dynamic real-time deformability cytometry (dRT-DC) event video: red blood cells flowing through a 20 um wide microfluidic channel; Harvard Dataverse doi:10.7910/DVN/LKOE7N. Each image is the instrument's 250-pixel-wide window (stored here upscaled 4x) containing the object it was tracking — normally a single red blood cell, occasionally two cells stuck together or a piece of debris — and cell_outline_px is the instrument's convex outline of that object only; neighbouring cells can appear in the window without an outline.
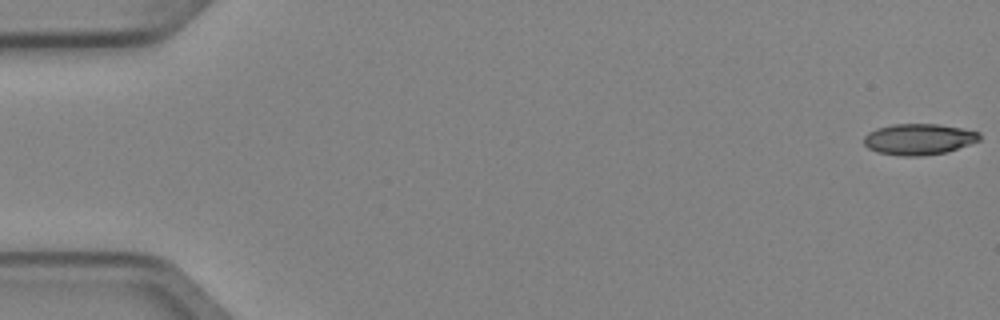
{"species": "Egyptian fruit bat (a non-hibernating species)", "species_latin": "Rousettus aegyptiacus", "temperature_condition": "cold", "stored_images_in_passage": 5, "camera_frame_rate_fps": 3000, "um_per_image_px": 0.085, "animal": {"sex": "female"}, "frame": {"image": 1, "passage_image": 1, "time_ms": 0.0, "image_size_px": [1000, 320], "cell_outline_px": [[980, 140], [948, 152], [924, 156], [900, 156], [876, 152], [868, 148], [864, 144], [864, 136], [868, 132], [876, 128], [892, 124], [936, 124], [960, 128], [980, 132]], "centroid_in_image_um": [78.07, 11.84], "position_along_channel_um": 6.9, "area_um2": 21.1}}
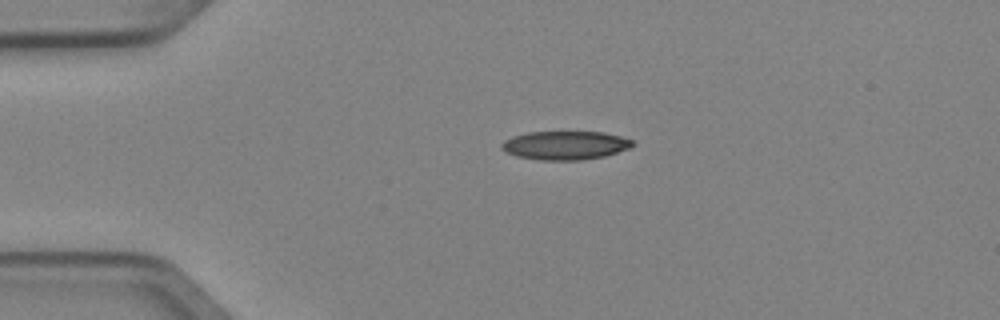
{"frame": {"image": 2, "passage_image": 4, "time_ms": 1.0, "image_size_px": [1000, 320], "cell_outline_px": [[636, 144], [628, 148], [604, 156], [580, 160], [540, 160], [516, 156], [500, 148], [500, 144], [504, 140], [512, 136], [528, 132], [604, 132], [620, 136], [632, 140]], "centroid_in_image_um": [48.02, 12.35], "position_along_channel_um": 37.0, "area_um2": 21.79}}